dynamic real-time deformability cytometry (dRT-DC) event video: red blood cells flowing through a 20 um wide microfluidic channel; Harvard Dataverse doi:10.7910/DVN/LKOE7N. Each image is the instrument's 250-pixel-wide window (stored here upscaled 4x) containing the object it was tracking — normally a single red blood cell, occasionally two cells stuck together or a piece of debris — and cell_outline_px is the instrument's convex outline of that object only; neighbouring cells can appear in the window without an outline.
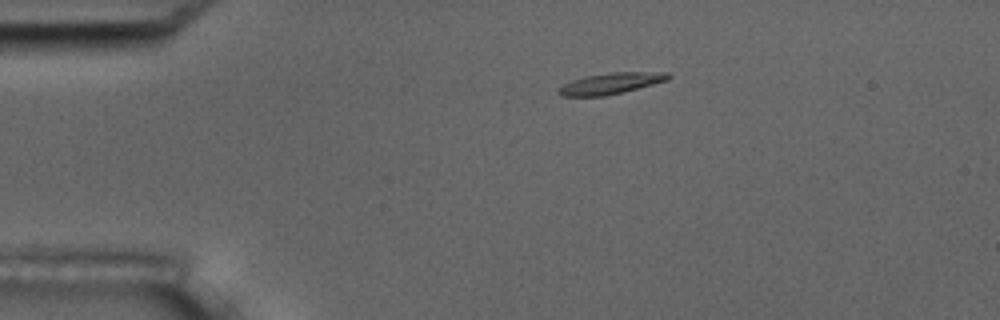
{"species": "common noctule bat (a hibernating species)", "species_latin": "Nyctalus noctula", "temperature_condition": "room temperature", "stored_images_in_passage": 8, "camera_frame_rate_fps": 3000, "um_per_image_px": 0.085, "animal": {"sex": "male", "body_mass_g": 17.5, "forearm_length_mm": 52.3}, "frame": {"image": 1, "passage_image": 1, "time_ms": 0.0, "image_size_px": [1000, 320], "cell_outline_px": [[672, 76], [668, 80], [624, 92], [604, 96], [560, 96], [560, 88], [564, 84], [572, 80], [584, 76], [612, 72], [668, 72]], "centroid_in_image_um": [51.97, 7.08], "position_along_channel_um": 33.0, "area_um2": 13.47}}
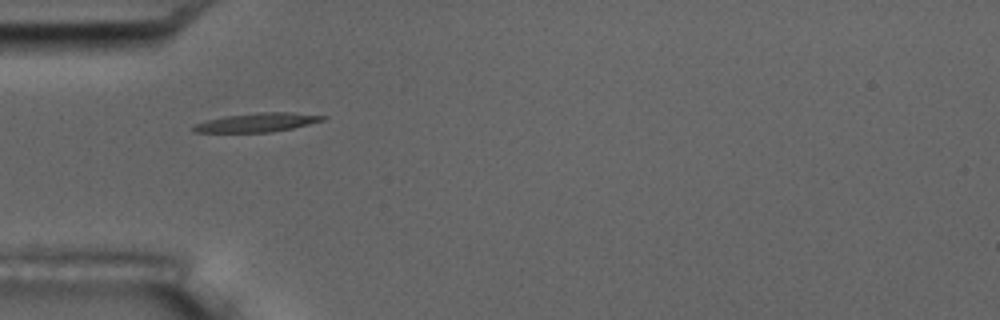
{"frame": {"image": 2, "passage_image": 2, "time_ms": 2.0, "image_size_px": [1000, 320], "cell_outline_px": [[328, 116], [324, 120], [292, 128], [272, 132], [196, 132], [192, 128], [192, 124], [204, 120], [224, 116], [256, 112], [292, 112]], "centroid_in_image_um": [21.82, 10.39], "position_along_channel_um": 63.2, "area_um2": 14.33}}
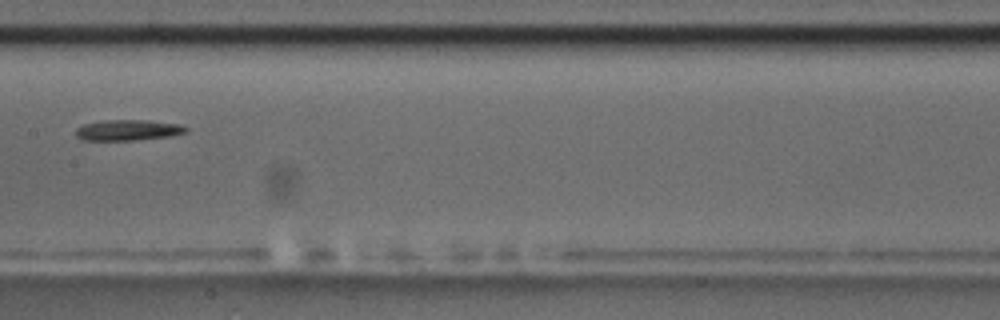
{"frame": {"image": 3, "passage_image": 5, "time_ms": 5.667, "image_size_px": [1000, 320], "cell_outline_px": [[188, 132], [172, 136], [132, 140], [84, 140], [76, 136], [76, 128], [84, 124], [104, 120], [148, 120], [180, 124], [188, 128]], "centroid_in_image_um": [10.91, 11.05], "position_along_channel_um": 196.5, "area_um2": 13.35}}